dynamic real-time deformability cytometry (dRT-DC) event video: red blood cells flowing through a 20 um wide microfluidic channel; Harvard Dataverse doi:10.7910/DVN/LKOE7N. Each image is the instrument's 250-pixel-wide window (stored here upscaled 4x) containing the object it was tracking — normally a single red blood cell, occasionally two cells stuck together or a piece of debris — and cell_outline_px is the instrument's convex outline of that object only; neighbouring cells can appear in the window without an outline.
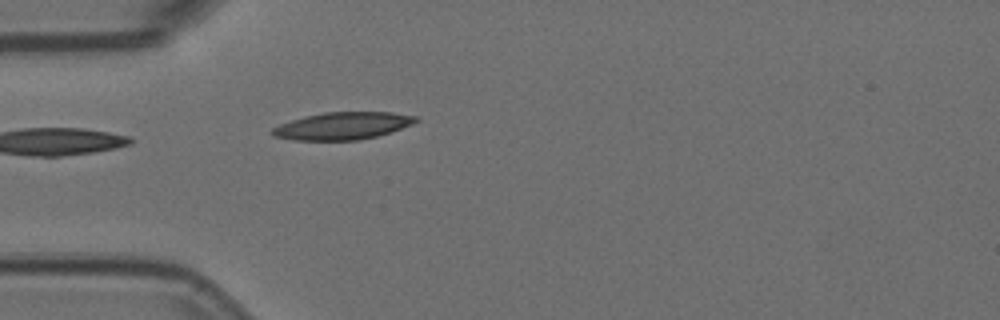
{"species": "Egyptian fruit bat (a non-hibernating species)", "species_latin": "Rousettus aegyptiacus", "temperature_condition": "room temperature", "stored_images_in_passage": 4, "camera_frame_rate_fps": 3000, "um_per_image_px": 0.085, "animal": {"sex": "female"}, "frame": {"image": 1, "passage_image": 4, "time_ms": 1.0, "image_size_px": [1000, 320], "cell_outline_px": [[420, 120], [412, 124], [376, 136], [360, 140], [292, 140], [272, 136], [268, 132], [272, 128], [280, 124], [304, 116], [324, 112], [392, 112], [416, 116]], "centroid_in_image_um": [29.07, 10.7], "position_along_channel_um": 55.9, "area_um2": 22.89}}